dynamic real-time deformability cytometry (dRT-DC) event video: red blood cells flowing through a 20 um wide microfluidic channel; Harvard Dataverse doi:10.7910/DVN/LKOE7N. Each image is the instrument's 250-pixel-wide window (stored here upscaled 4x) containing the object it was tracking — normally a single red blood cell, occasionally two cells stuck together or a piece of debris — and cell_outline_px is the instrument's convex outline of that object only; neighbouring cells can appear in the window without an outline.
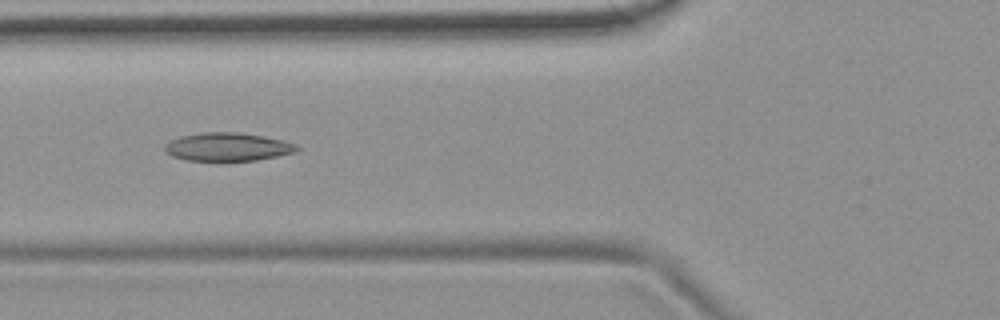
{"species": "common noctule bat (a hibernating species)", "species_latin": "Nyctalus noctula", "temperature_condition": "room temperature", "stored_images_in_passage": 49, "camera_frame_rate_fps": 3000, "um_per_image_px": 0.085, "animal": {"sex": "female", "body_mass_g": 19.9}, "frame": {"image": 1, "passage_image": 16, "time_ms": 5.0, "image_size_px": [1000, 320], "cell_outline_px": [[300, 148], [296, 152], [256, 160], [184, 160], [172, 156], [164, 152], [164, 148], [172, 140], [180, 136], [200, 132], [240, 132], [264, 136], [284, 140], [296, 144]], "centroid_in_image_um": [19.36, 12.47], "position_along_channel_um": 106.4, "area_um2": 21.73}}
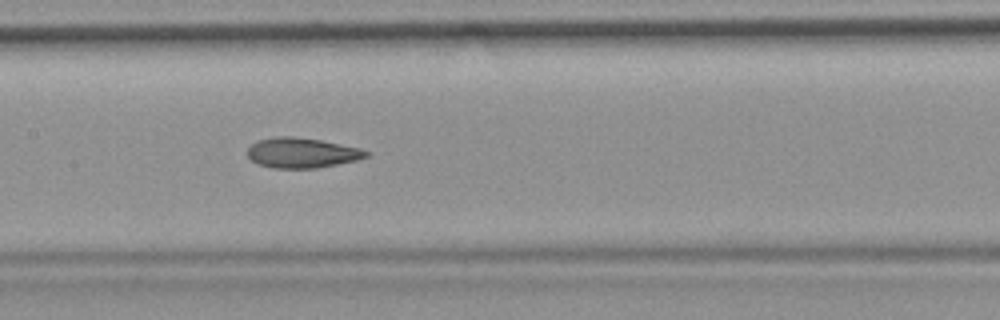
{"frame": {"image": 2, "passage_image": 22, "time_ms": 7.0, "image_size_px": [1000, 320], "cell_outline_px": [[368, 156], [356, 160], [316, 168], [272, 168], [260, 164], [252, 160], [248, 156], [248, 148], [256, 140], [276, 136], [292, 136], [320, 140], [360, 148], [368, 152]], "centroid_in_image_um": [25.63, 12.98], "position_along_channel_um": 181.8, "area_um2": 20.63}}
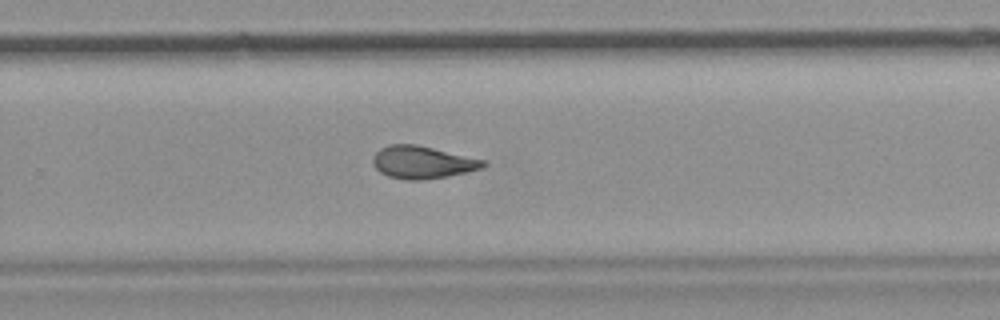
{"frame": {"image": 3, "passage_image": 31, "time_ms": 10.0, "image_size_px": [1000, 320], "cell_outline_px": [[488, 164], [480, 168], [448, 176], [424, 180], [404, 180], [388, 176], [380, 172], [376, 168], [372, 160], [372, 156], [380, 148], [388, 144], [416, 144], [488, 160]], "centroid_in_image_um": [35.9, 13.79], "position_along_channel_um": 293.9, "area_um2": 21.1}, "authors_computed_cell_mechanics": {"area_um2": 21.0392, "velocity_mm_per_s": 3.7583, "shape_relaxation_time_tau1_ms": null, "shape_relaxation_time_tau2_ms": 3.1184, "deformation_change_tau1": null, "deformation_change_tau2": 0.0966}}